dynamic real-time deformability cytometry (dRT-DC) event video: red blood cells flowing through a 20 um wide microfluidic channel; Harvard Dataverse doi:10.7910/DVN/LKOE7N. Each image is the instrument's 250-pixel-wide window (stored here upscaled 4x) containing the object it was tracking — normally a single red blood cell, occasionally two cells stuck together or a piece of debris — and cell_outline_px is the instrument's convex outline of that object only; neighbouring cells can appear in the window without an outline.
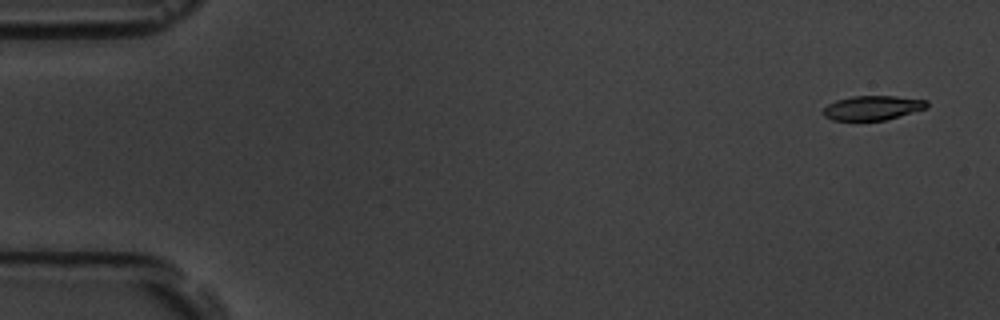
{"species": "common noctule bat (a hibernating species)", "species_latin": "Nyctalus noctula", "temperature_condition": "room temperature", "stored_images_in_passage": 15, "camera_frame_rate_fps": 3000, "um_per_image_px": 0.085, "animal": {"sex": "male", "body_mass_g": 19.5, "forearm_length_mm": 54.6}, "frame": {"image": 1, "passage_image": 1, "time_ms": 0.0, "image_size_px": [1000, 320], "cell_outline_px": [[928, 108], [884, 120], [832, 120], [824, 116], [820, 112], [828, 104], [836, 100], [852, 96], [896, 96], [928, 100]], "centroid_in_image_um": [74.16, 9.16], "position_along_channel_um": 10.8, "area_um2": 14.8}}
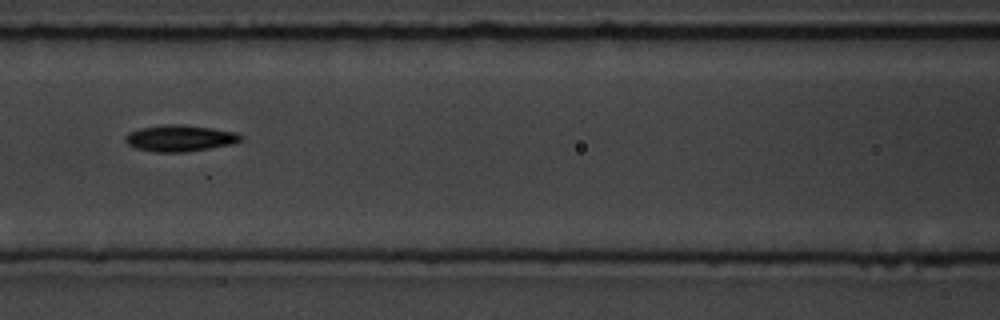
{"frame": {"image": 2, "passage_image": 7, "time_ms": 7.667, "image_size_px": [1000, 320], "cell_outline_px": [[244, 140], [232, 144], [184, 152], [156, 152], [136, 148], [128, 144], [124, 140], [124, 136], [128, 132], [140, 128], [164, 124], [184, 124], [212, 128], [236, 132], [244, 136]], "centroid_in_image_um": [15.3, 11.73], "position_along_channel_um": 151.3, "area_um2": 17.92}}
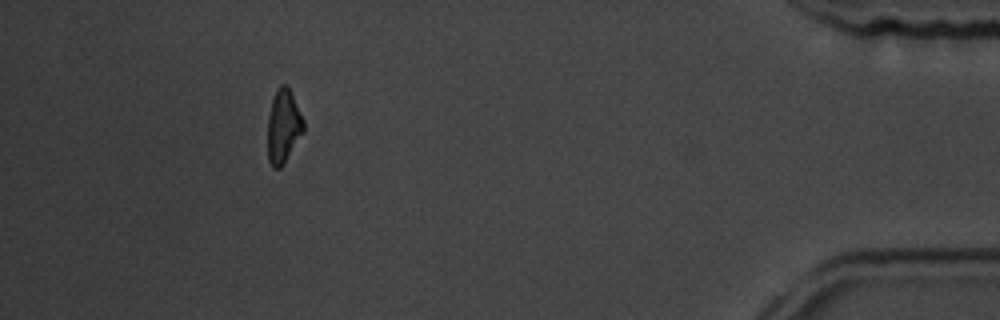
{"frame": {"image": 3, "passage_image": 14, "time_ms": 16.667, "image_size_px": [1000, 320], "cell_outline_px": [[304, 132], [280, 168], [272, 168], [268, 160], [268, 116], [272, 100], [276, 88], [280, 84], [288, 84], [304, 120]], "centroid_in_image_um": [24.09, 10.7], "position_along_channel_um": 411.1, "area_um2": 15.49}, "authors_computed_cell_mechanics": {"area_um2": 16.0684, "velocity_mm_per_s": 3.541, "shape_relaxation_time_tau1_ms": 2.3622, "shape_relaxation_time_tau2_ms": null, "deformation_change_tau1": 0.1026, "deformation_change_tau2": null}}